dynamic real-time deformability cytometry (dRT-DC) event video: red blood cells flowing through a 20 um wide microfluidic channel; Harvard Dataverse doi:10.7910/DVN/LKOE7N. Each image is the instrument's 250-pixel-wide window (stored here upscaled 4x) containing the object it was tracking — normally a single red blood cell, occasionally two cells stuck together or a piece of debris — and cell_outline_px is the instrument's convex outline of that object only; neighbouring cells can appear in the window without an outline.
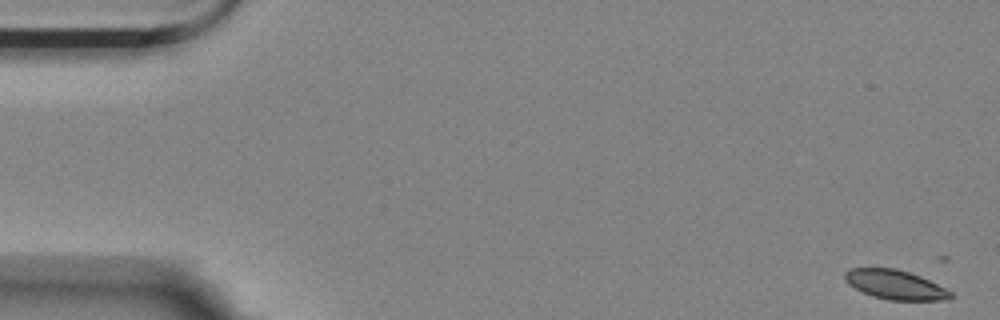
{"species": "Egyptian fruit bat (a non-hibernating species)", "species_latin": "Rousettus aegyptiacus", "temperature_condition": "room temperature", "stored_images_in_passage": 10, "camera_frame_rate_fps": 3000, "um_per_image_px": 0.085, "animal": {"sex": "female"}, "frame": {"image": 1, "passage_image": 1, "time_ms": 0.0, "image_size_px": [1000, 320], "cell_outline_px": [[956, 296], [948, 300], [888, 300], [872, 296], [848, 284], [844, 280], [844, 272], [852, 268], [896, 268], [920, 276], [952, 292]], "centroid_in_image_um": [76.1, 24.2], "position_along_channel_um": 8.9, "area_um2": 18.03}}